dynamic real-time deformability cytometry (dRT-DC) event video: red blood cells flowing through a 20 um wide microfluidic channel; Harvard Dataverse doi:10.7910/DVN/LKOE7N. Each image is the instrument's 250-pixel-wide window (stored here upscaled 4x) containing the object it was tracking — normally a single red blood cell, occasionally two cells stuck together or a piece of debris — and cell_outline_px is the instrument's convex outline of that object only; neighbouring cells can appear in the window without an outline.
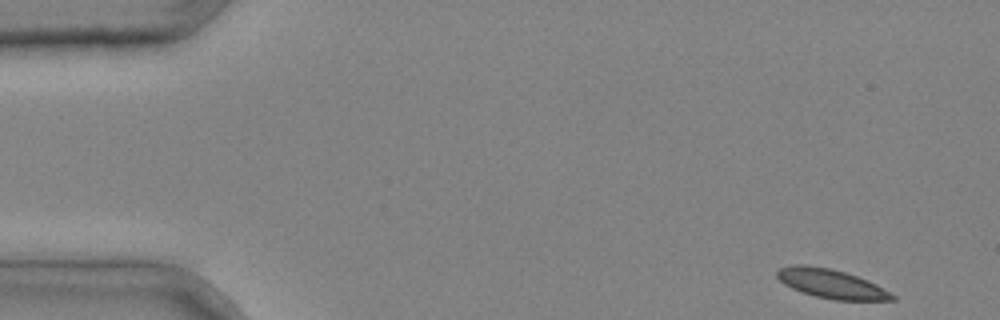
{"species": "common noctule bat (a hibernating species)", "species_latin": "Nyctalus noctula", "temperature_condition": "cold", "stored_images_in_passage": 7, "camera_frame_rate_fps": 3000, "um_per_image_px": 0.085, "animal": {"sex": "male", "body_mass_g": 20.4}, "frame": {"image": 1, "passage_image": 1, "time_ms": 0.0, "image_size_px": [1000, 320], "cell_outline_px": [[896, 300], [832, 300], [816, 296], [792, 288], [784, 284], [776, 276], [776, 272], [780, 268], [796, 264], [804, 264], [828, 268], [844, 272], [868, 280], [876, 284], [896, 296]], "centroid_in_image_um": [70.66, 24.12], "position_along_channel_um": 14.3, "area_um2": 19.31}}